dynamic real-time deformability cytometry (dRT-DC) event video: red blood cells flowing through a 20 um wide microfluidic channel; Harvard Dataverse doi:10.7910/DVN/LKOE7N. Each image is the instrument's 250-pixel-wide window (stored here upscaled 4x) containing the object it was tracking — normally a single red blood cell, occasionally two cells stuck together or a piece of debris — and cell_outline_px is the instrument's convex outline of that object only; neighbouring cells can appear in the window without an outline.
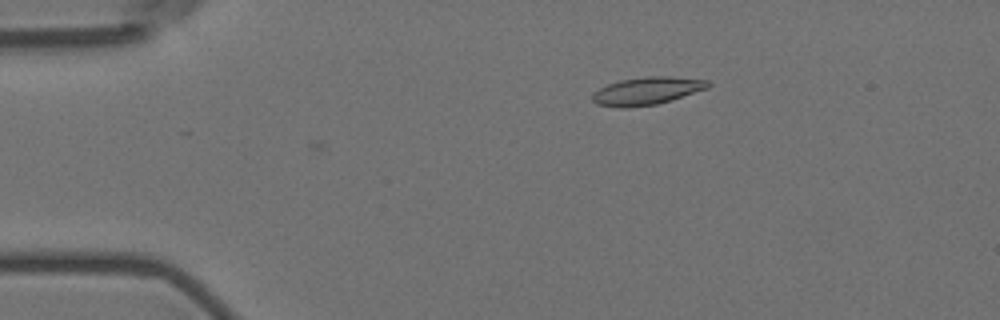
{"species": "Egyptian fruit bat (a non-hibernating species)", "species_latin": "Rousettus aegyptiacus", "temperature_condition": "room temperature", "stored_images_in_passage": 2, "camera_frame_rate_fps": 3000, "um_per_image_px": 0.085, "animal": {"sex": "female"}, "frame": {"image": 1, "passage_image": 1, "time_ms": 0.0, "image_size_px": [1000, 320], "cell_outline_px": [[712, 84], [708, 88], [672, 100], [656, 104], [628, 108], [620, 108], [596, 104], [592, 100], [592, 92], [608, 84], [620, 80], [648, 76], [668, 76], [708, 80]], "centroid_in_image_um": [54.98, 7.73], "position_along_channel_um": 30.0, "area_um2": 18.79}}